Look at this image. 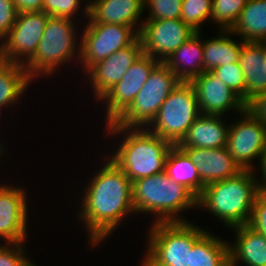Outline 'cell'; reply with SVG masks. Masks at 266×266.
<instances>
[{"instance_id": "1", "label": "cell", "mask_w": 266, "mask_h": 266, "mask_svg": "<svg viewBox=\"0 0 266 266\" xmlns=\"http://www.w3.org/2000/svg\"><path fill=\"white\" fill-rule=\"evenodd\" d=\"M84 191L79 213L87 226L90 244H99L118 227L128 212H135L132 182L110 159Z\"/></svg>"}, {"instance_id": "2", "label": "cell", "mask_w": 266, "mask_h": 266, "mask_svg": "<svg viewBox=\"0 0 266 266\" xmlns=\"http://www.w3.org/2000/svg\"><path fill=\"white\" fill-rule=\"evenodd\" d=\"M106 129L113 135L129 131L111 160L132 183L165 171L168 153L174 146L168 140L153 134L149 129L123 128L112 122L107 123Z\"/></svg>"}, {"instance_id": "3", "label": "cell", "mask_w": 266, "mask_h": 266, "mask_svg": "<svg viewBox=\"0 0 266 266\" xmlns=\"http://www.w3.org/2000/svg\"><path fill=\"white\" fill-rule=\"evenodd\" d=\"M252 170L204 187L197 206L208 209L229 227L246 225L250 221L254 201L259 193Z\"/></svg>"}, {"instance_id": "4", "label": "cell", "mask_w": 266, "mask_h": 266, "mask_svg": "<svg viewBox=\"0 0 266 266\" xmlns=\"http://www.w3.org/2000/svg\"><path fill=\"white\" fill-rule=\"evenodd\" d=\"M132 192L135 212L159 215L156 223L185 222L176 214L197 206V197L184 185L173 181L165 171L134 181Z\"/></svg>"}, {"instance_id": "5", "label": "cell", "mask_w": 266, "mask_h": 266, "mask_svg": "<svg viewBox=\"0 0 266 266\" xmlns=\"http://www.w3.org/2000/svg\"><path fill=\"white\" fill-rule=\"evenodd\" d=\"M176 75L162 62L150 73L131 104L112 122L123 128L149 125L165 99L180 84Z\"/></svg>"}, {"instance_id": "6", "label": "cell", "mask_w": 266, "mask_h": 266, "mask_svg": "<svg viewBox=\"0 0 266 266\" xmlns=\"http://www.w3.org/2000/svg\"><path fill=\"white\" fill-rule=\"evenodd\" d=\"M72 19L48 18L42 38L38 43L35 54L25 62L24 68L31 79L47 74L58 68V65L70 61L76 54V32Z\"/></svg>"}, {"instance_id": "7", "label": "cell", "mask_w": 266, "mask_h": 266, "mask_svg": "<svg viewBox=\"0 0 266 266\" xmlns=\"http://www.w3.org/2000/svg\"><path fill=\"white\" fill-rule=\"evenodd\" d=\"M149 232L147 253L164 266H188L193 244L206 232L185 222H155Z\"/></svg>"}, {"instance_id": "8", "label": "cell", "mask_w": 266, "mask_h": 266, "mask_svg": "<svg viewBox=\"0 0 266 266\" xmlns=\"http://www.w3.org/2000/svg\"><path fill=\"white\" fill-rule=\"evenodd\" d=\"M200 115L194 87L190 82H180L147 126H152L153 134L177 145Z\"/></svg>"}, {"instance_id": "9", "label": "cell", "mask_w": 266, "mask_h": 266, "mask_svg": "<svg viewBox=\"0 0 266 266\" xmlns=\"http://www.w3.org/2000/svg\"><path fill=\"white\" fill-rule=\"evenodd\" d=\"M139 32L140 28L133 29L125 25L88 23L80 44H77L81 64L88 71L96 63L132 44L139 37Z\"/></svg>"}, {"instance_id": "10", "label": "cell", "mask_w": 266, "mask_h": 266, "mask_svg": "<svg viewBox=\"0 0 266 266\" xmlns=\"http://www.w3.org/2000/svg\"><path fill=\"white\" fill-rule=\"evenodd\" d=\"M50 16L44 11L19 13L11 31L0 46V59L24 64L35 54ZM21 57V58H19Z\"/></svg>"}, {"instance_id": "11", "label": "cell", "mask_w": 266, "mask_h": 266, "mask_svg": "<svg viewBox=\"0 0 266 266\" xmlns=\"http://www.w3.org/2000/svg\"><path fill=\"white\" fill-rule=\"evenodd\" d=\"M194 31L181 19H160L145 21L138 34L143 53L164 63L183 43L192 37Z\"/></svg>"}, {"instance_id": "12", "label": "cell", "mask_w": 266, "mask_h": 266, "mask_svg": "<svg viewBox=\"0 0 266 266\" xmlns=\"http://www.w3.org/2000/svg\"><path fill=\"white\" fill-rule=\"evenodd\" d=\"M241 121L229 126L226 148L242 170H253L251 161L266 149V125L246 110Z\"/></svg>"}, {"instance_id": "13", "label": "cell", "mask_w": 266, "mask_h": 266, "mask_svg": "<svg viewBox=\"0 0 266 266\" xmlns=\"http://www.w3.org/2000/svg\"><path fill=\"white\" fill-rule=\"evenodd\" d=\"M159 63L157 59L143 53L122 79L100 98L108 104L107 123L113 122L131 104Z\"/></svg>"}, {"instance_id": "14", "label": "cell", "mask_w": 266, "mask_h": 266, "mask_svg": "<svg viewBox=\"0 0 266 266\" xmlns=\"http://www.w3.org/2000/svg\"><path fill=\"white\" fill-rule=\"evenodd\" d=\"M196 92L198 108L202 115L222 116L230 109L242 114L245 102L211 71L203 72L190 81Z\"/></svg>"}, {"instance_id": "15", "label": "cell", "mask_w": 266, "mask_h": 266, "mask_svg": "<svg viewBox=\"0 0 266 266\" xmlns=\"http://www.w3.org/2000/svg\"><path fill=\"white\" fill-rule=\"evenodd\" d=\"M143 54L138 37L132 44L120 49L108 58L96 63L89 70L93 90L97 98H101L108 90L118 83L126 71Z\"/></svg>"}, {"instance_id": "16", "label": "cell", "mask_w": 266, "mask_h": 266, "mask_svg": "<svg viewBox=\"0 0 266 266\" xmlns=\"http://www.w3.org/2000/svg\"><path fill=\"white\" fill-rule=\"evenodd\" d=\"M25 191L11 186H0V238L8 243H24L27 229Z\"/></svg>"}, {"instance_id": "17", "label": "cell", "mask_w": 266, "mask_h": 266, "mask_svg": "<svg viewBox=\"0 0 266 266\" xmlns=\"http://www.w3.org/2000/svg\"><path fill=\"white\" fill-rule=\"evenodd\" d=\"M197 166L204 186L232 178L243 171L234 161L226 147L221 148H180Z\"/></svg>"}, {"instance_id": "18", "label": "cell", "mask_w": 266, "mask_h": 266, "mask_svg": "<svg viewBox=\"0 0 266 266\" xmlns=\"http://www.w3.org/2000/svg\"><path fill=\"white\" fill-rule=\"evenodd\" d=\"M88 23L119 24L134 29L144 11V0H95L85 6Z\"/></svg>"}, {"instance_id": "19", "label": "cell", "mask_w": 266, "mask_h": 266, "mask_svg": "<svg viewBox=\"0 0 266 266\" xmlns=\"http://www.w3.org/2000/svg\"><path fill=\"white\" fill-rule=\"evenodd\" d=\"M220 117L201 114L177 146L205 149L226 147L229 127L222 124Z\"/></svg>"}, {"instance_id": "20", "label": "cell", "mask_w": 266, "mask_h": 266, "mask_svg": "<svg viewBox=\"0 0 266 266\" xmlns=\"http://www.w3.org/2000/svg\"><path fill=\"white\" fill-rule=\"evenodd\" d=\"M239 64L246 81L245 103L266 91L265 42L242 41Z\"/></svg>"}, {"instance_id": "21", "label": "cell", "mask_w": 266, "mask_h": 266, "mask_svg": "<svg viewBox=\"0 0 266 266\" xmlns=\"http://www.w3.org/2000/svg\"><path fill=\"white\" fill-rule=\"evenodd\" d=\"M199 36L196 32L164 62L181 82H190L204 72L203 43Z\"/></svg>"}, {"instance_id": "22", "label": "cell", "mask_w": 266, "mask_h": 266, "mask_svg": "<svg viewBox=\"0 0 266 266\" xmlns=\"http://www.w3.org/2000/svg\"><path fill=\"white\" fill-rule=\"evenodd\" d=\"M236 230V242L229 246L230 266L242 261L247 266H266V237L251 227L240 225Z\"/></svg>"}, {"instance_id": "23", "label": "cell", "mask_w": 266, "mask_h": 266, "mask_svg": "<svg viewBox=\"0 0 266 266\" xmlns=\"http://www.w3.org/2000/svg\"><path fill=\"white\" fill-rule=\"evenodd\" d=\"M238 34L243 41L266 42V0H248L228 34Z\"/></svg>"}, {"instance_id": "24", "label": "cell", "mask_w": 266, "mask_h": 266, "mask_svg": "<svg viewBox=\"0 0 266 266\" xmlns=\"http://www.w3.org/2000/svg\"><path fill=\"white\" fill-rule=\"evenodd\" d=\"M165 172L173 181L184 185L197 198L202 194L205 186L201 182L197 166L177 145H174L168 153Z\"/></svg>"}, {"instance_id": "25", "label": "cell", "mask_w": 266, "mask_h": 266, "mask_svg": "<svg viewBox=\"0 0 266 266\" xmlns=\"http://www.w3.org/2000/svg\"><path fill=\"white\" fill-rule=\"evenodd\" d=\"M229 245L206 231L193 244L188 266H230Z\"/></svg>"}, {"instance_id": "26", "label": "cell", "mask_w": 266, "mask_h": 266, "mask_svg": "<svg viewBox=\"0 0 266 266\" xmlns=\"http://www.w3.org/2000/svg\"><path fill=\"white\" fill-rule=\"evenodd\" d=\"M30 80L24 65L0 59V108L20 99Z\"/></svg>"}, {"instance_id": "27", "label": "cell", "mask_w": 266, "mask_h": 266, "mask_svg": "<svg viewBox=\"0 0 266 266\" xmlns=\"http://www.w3.org/2000/svg\"><path fill=\"white\" fill-rule=\"evenodd\" d=\"M221 32L224 34L220 37L202 41L204 72L212 71L220 65L239 62L242 43L238 45L236 41L227 37L228 30Z\"/></svg>"}, {"instance_id": "28", "label": "cell", "mask_w": 266, "mask_h": 266, "mask_svg": "<svg viewBox=\"0 0 266 266\" xmlns=\"http://www.w3.org/2000/svg\"><path fill=\"white\" fill-rule=\"evenodd\" d=\"M248 0H212L211 20L222 30H230L237 22ZM222 25V26H221Z\"/></svg>"}, {"instance_id": "29", "label": "cell", "mask_w": 266, "mask_h": 266, "mask_svg": "<svg viewBox=\"0 0 266 266\" xmlns=\"http://www.w3.org/2000/svg\"><path fill=\"white\" fill-rule=\"evenodd\" d=\"M212 0H183L180 19L194 31L200 32L201 24L211 18Z\"/></svg>"}, {"instance_id": "30", "label": "cell", "mask_w": 266, "mask_h": 266, "mask_svg": "<svg viewBox=\"0 0 266 266\" xmlns=\"http://www.w3.org/2000/svg\"><path fill=\"white\" fill-rule=\"evenodd\" d=\"M211 72L224 82L226 86L238 94L245 102L246 81L239 62H234L225 66L220 65Z\"/></svg>"}, {"instance_id": "31", "label": "cell", "mask_w": 266, "mask_h": 266, "mask_svg": "<svg viewBox=\"0 0 266 266\" xmlns=\"http://www.w3.org/2000/svg\"><path fill=\"white\" fill-rule=\"evenodd\" d=\"M183 0H144L148 6L149 14L146 21L160 19H180Z\"/></svg>"}, {"instance_id": "32", "label": "cell", "mask_w": 266, "mask_h": 266, "mask_svg": "<svg viewBox=\"0 0 266 266\" xmlns=\"http://www.w3.org/2000/svg\"><path fill=\"white\" fill-rule=\"evenodd\" d=\"M79 3L80 0H43V11L52 17L71 19L80 8Z\"/></svg>"}, {"instance_id": "33", "label": "cell", "mask_w": 266, "mask_h": 266, "mask_svg": "<svg viewBox=\"0 0 266 266\" xmlns=\"http://www.w3.org/2000/svg\"><path fill=\"white\" fill-rule=\"evenodd\" d=\"M247 225L266 237V192L259 191L257 194L251 218Z\"/></svg>"}, {"instance_id": "34", "label": "cell", "mask_w": 266, "mask_h": 266, "mask_svg": "<svg viewBox=\"0 0 266 266\" xmlns=\"http://www.w3.org/2000/svg\"><path fill=\"white\" fill-rule=\"evenodd\" d=\"M18 12L14 7L13 0H0V40L11 31L16 22Z\"/></svg>"}, {"instance_id": "35", "label": "cell", "mask_w": 266, "mask_h": 266, "mask_svg": "<svg viewBox=\"0 0 266 266\" xmlns=\"http://www.w3.org/2000/svg\"><path fill=\"white\" fill-rule=\"evenodd\" d=\"M5 245H13L14 249L0 245V266H22L27 261V256L25 257L22 252L23 243H6Z\"/></svg>"}, {"instance_id": "36", "label": "cell", "mask_w": 266, "mask_h": 266, "mask_svg": "<svg viewBox=\"0 0 266 266\" xmlns=\"http://www.w3.org/2000/svg\"><path fill=\"white\" fill-rule=\"evenodd\" d=\"M245 110L255 119L266 125V91L256 94L245 103Z\"/></svg>"}, {"instance_id": "37", "label": "cell", "mask_w": 266, "mask_h": 266, "mask_svg": "<svg viewBox=\"0 0 266 266\" xmlns=\"http://www.w3.org/2000/svg\"><path fill=\"white\" fill-rule=\"evenodd\" d=\"M13 4L18 14L43 11V0H13Z\"/></svg>"}, {"instance_id": "38", "label": "cell", "mask_w": 266, "mask_h": 266, "mask_svg": "<svg viewBox=\"0 0 266 266\" xmlns=\"http://www.w3.org/2000/svg\"><path fill=\"white\" fill-rule=\"evenodd\" d=\"M259 159H260L259 164L261 165V172L263 175V182L262 183L258 182L257 186L260 192H266V149L264 150Z\"/></svg>"}, {"instance_id": "39", "label": "cell", "mask_w": 266, "mask_h": 266, "mask_svg": "<svg viewBox=\"0 0 266 266\" xmlns=\"http://www.w3.org/2000/svg\"><path fill=\"white\" fill-rule=\"evenodd\" d=\"M145 256H146V259H144L143 261V266H164V265L157 264L148 254Z\"/></svg>"}, {"instance_id": "40", "label": "cell", "mask_w": 266, "mask_h": 266, "mask_svg": "<svg viewBox=\"0 0 266 266\" xmlns=\"http://www.w3.org/2000/svg\"><path fill=\"white\" fill-rule=\"evenodd\" d=\"M22 266H36L29 261V259Z\"/></svg>"}, {"instance_id": "41", "label": "cell", "mask_w": 266, "mask_h": 266, "mask_svg": "<svg viewBox=\"0 0 266 266\" xmlns=\"http://www.w3.org/2000/svg\"><path fill=\"white\" fill-rule=\"evenodd\" d=\"M264 62H266V42H265Z\"/></svg>"}, {"instance_id": "42", "label": "cell", "mask_w": 266, "mask_h": 266, "mask_svg": "<svg viewBox=\"0 0 266 266\" xmlns=\"http://www.w3.org/2000/svg\"><path fill=\"white\" fill-rule=\"evenodd\" d=\"M1 145H2V144L0 143V156H1L2 152H3V151H2L3 148H2Z\"/></svg>"}]
</instances>
